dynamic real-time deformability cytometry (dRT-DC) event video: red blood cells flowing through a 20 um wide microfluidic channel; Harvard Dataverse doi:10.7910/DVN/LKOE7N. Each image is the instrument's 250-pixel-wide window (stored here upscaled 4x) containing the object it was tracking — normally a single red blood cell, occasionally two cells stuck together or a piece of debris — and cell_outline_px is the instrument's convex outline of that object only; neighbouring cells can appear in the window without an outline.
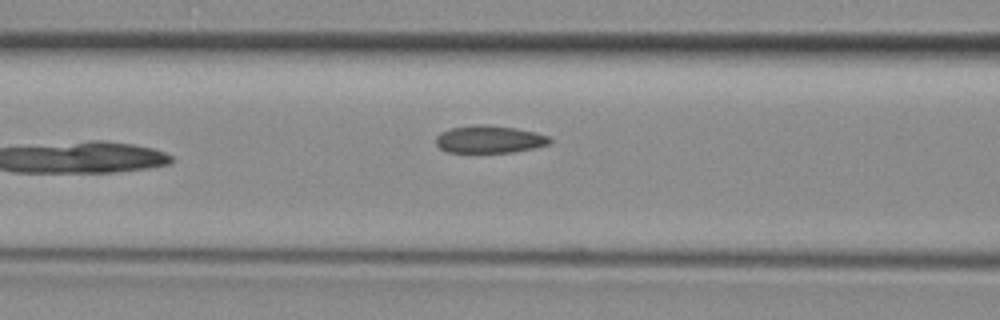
{"species": "common noctule bat (a hibernating species)", "species_latin": "Nyctalus noctula", "temperature_condition": "room temperature", "stored_images_in_passage": 5, "camera_frame_rate_fps": 3000, "um_per_image_px": 0.085, "animal": {"sex": "female", "body_mass_g": 29.2, "forearm_length_mm": 56.3}, "frame": {"image": 1, "passage_image": 5, "time_ms": 1.333, "image_size_px": [1000, 320], "cell_outline_px": [[552, 140], [548, 144], [532, 148], [512, 152], [448, 152], [440, 148], [436, 144], [436, 136], [440, 132], [452, 128], [480, 124], [484, 124], [516, 128], [536, 132], [548, 136]], "centroid_in_image_um": [41.59, 11.83], "position_along_channel_um": 125.0, "area_um2": 18.09}}